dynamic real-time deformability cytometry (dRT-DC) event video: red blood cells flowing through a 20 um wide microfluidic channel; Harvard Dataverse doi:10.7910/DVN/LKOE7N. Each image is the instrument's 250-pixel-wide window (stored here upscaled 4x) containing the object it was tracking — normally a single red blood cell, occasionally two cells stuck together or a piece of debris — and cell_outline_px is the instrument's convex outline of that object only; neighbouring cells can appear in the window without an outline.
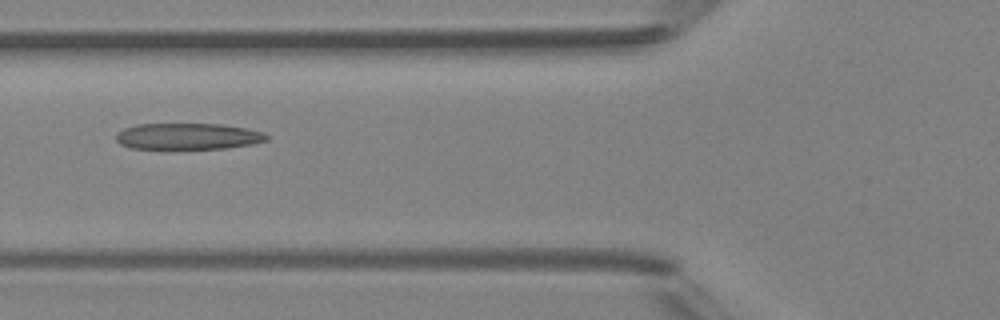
{"species": "Egyptian fruit bat (a non-hibernating species)", "species_latin": "Rousettus aegyptiacus", "temperature_condition": "room temperature", "stored_images_in_passage": 5, "camera_frame_rate_fps": 3000, "um_per_image_px": 0.085, "animal": {"sex": "female"}, "frame": {"image": 1, "passage_image": 5, "time_ms": 5.333, "image_size_px": [1000, 320], "cell_outline_px": [[268, 140], [252, 144], [228, 148], [132, 148], [120, 144], [116, 140], [116, 136], [124, 128], [136, 124], [220, 124], [244, 128], [264, 132], [268, 136]], "centroid_in_image_um": [15.99, 11.58], "position_along_channel_um": 109.8, "area_um2": 22.83}}